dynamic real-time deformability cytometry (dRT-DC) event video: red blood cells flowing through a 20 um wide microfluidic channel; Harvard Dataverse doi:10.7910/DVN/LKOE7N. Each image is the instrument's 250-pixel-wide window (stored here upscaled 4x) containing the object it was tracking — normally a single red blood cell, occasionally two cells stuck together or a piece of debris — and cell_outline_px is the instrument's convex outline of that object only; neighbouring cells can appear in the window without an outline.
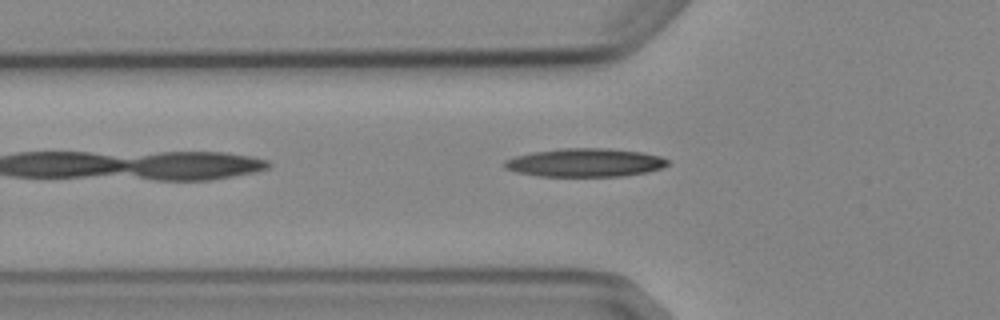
{"species": "Egyptian fruit bat (a non-hibernating species)", "species_latin": "Rousettus aegyptiacus", "temperature_condition": "cold", "stored_images_in_passage": 6, "camera_frame_rate_fps": 3000, "um_per_image_px": 0.085, "animal": {"sex": "female"}, "frame": {"image": 1, "passage_image": 5, "time_ms": 4.667, "image_size_px": [1000, 320], "cell_outline_px": [[668, 164], [660, 168], [648, 172], [624, 176], [540, 176], [516, 172], [504, 168], [504, 160], [516, 156], [532, 152], [560, 148], [608, 148], [640, 152], [660, 156], [668, 160]], "centroid_in_image_um": [49.71, 13.82], "position_along_channel_um": 76.1, "area_um2": 26.99}}
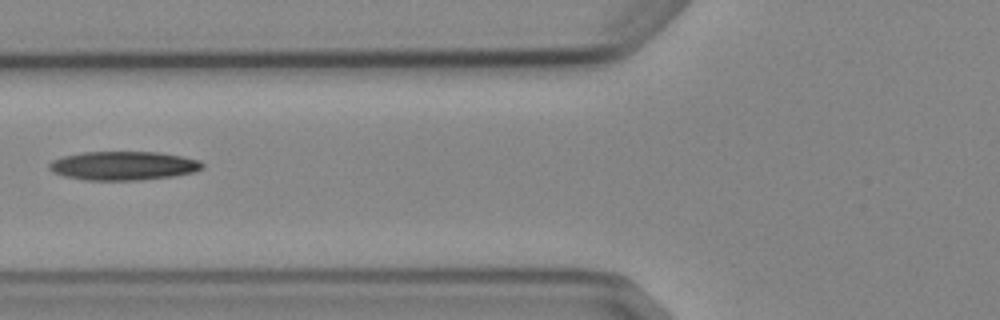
{"frame": {"image": 2, "passage_image": 6, "time_ms": 5.667, "image_size_px": [1000, 320], "cell_outline_px": [[204, 168], [196, 172], [172, 176], [140, 180], [84, 180], [64, 176], [52, 172], [48, 168], [48, 164], [52, 160], [64, 156], [84, 152], [160, 152], [200, 160], [204, 164]], "centroid_in_image_um": [10.49, 14.09], "position_along_channel_um": 115.3, "area_um2": 25.84}}